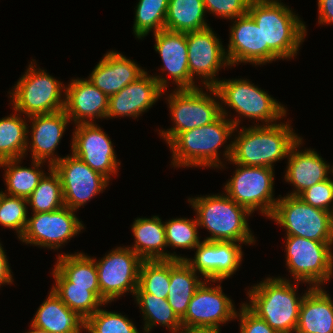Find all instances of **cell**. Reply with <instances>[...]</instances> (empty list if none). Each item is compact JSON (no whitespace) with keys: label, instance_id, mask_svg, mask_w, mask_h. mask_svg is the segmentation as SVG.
<instances>
[{"label":"cell","instance_id":"34","mask_svg":"<svg viewBox=\"0 0 333 333\" xmlns=\"http://www.w3.org/2000/svg\"><path fill=\"white\" fill-rule=\"evenodd\" d=\"M134 296L143 312L144 333H149L157 324L167 327L171 333H180L183 330L181 320L174 313L167 299H160L150 293H135Z\"/></svg>","mask_w":333,"mask_h":333},{"label":"cell","instance_id":"39","mask_svg":"<svg viewBox=\"0 0 333 333\" xmlns=\"http://www.w3.org/2000/svg\"><path fill=\"white\" fill-rule=\"evenodd\" d=\"M167 246L195 249L199 244L197 219L176 218L164 223Z\"/></svg>","mask_w":333,"mask_h":333},{"label":"cell","instance_id":"1","mask_svg":"<svg viewBox=\"0 0 333 333\" xmlns=\"http://www.w3.org/2000/svg\"><path fill=\"white\" fill-rule=\"evenodd\" d=\"M279 0H251L248 14L263 35V64L297 55L306 27L295 13Z\"/></svg>","mask_w":333,"mask_h":333},{"label":"cell","instance_id":"37","mask_svg":"<svg viewBox=\"0 0 333 333\" xmlns=\"http://www.w3.org/2000/svg\"><path fill=\"white\" fill-rule=\"evenodd\" d=\"M169 0H139L136 11L133 32L139 39L150 31L154 33L165 29V17Z\"/></svg>","mask_w":333,"mask_h":333},{"label":"cell","instance_id":"46","mask_svg":"<svg viewBox=\"0 0 333 333\" xmlns=\"http://www.w3.org/2000/svg\"><path fill=\"white\" fill-rule=\"evenodd\" d=\"M12 274L9 267L8 259L5 251L0 243V286L1 284H12Z\"/></svg>","mask_w":333,"mask_h":333},{"label":"cell","instance_id":"40","mask_svg":"<svg viewBox=\"0 0 333 333\" xmlns=\"http://www.w3.org/2000/svg\"><path fill=\"white\" fill-rule=\"evenodd\" d=\"M85 330L89 333H139L125 315L101 308L85 320Z\"/></svg>","mask_w":333,"mask_h":333},{"label":"cell","instance_id":"10","mask_svg":"<svg viewBox=\"0 0 333 333\" xmlns=\"http://www.w3.org/2000/svg\"><path fill=\"white\" fill-rule=\"evenodd\" d=\"M214 88L221 104L228 105L239 116L264 121L263 125L276 124L278 119L286 116V109L280 102L247 79L219 80Z\"/></svg>","mask_w":333,"mask_h":333},{"label":"cell","instance_id":"25","mask_svg":"<svg viewBox=\"0 0 333 333\" xmlns=\"http://www.w3.org/2000/svg\"><path fill=\"white\" fill-rule=\"evenodd\" d=\"M226 55L231 66L240 63L263 65V35L247 13L239 16L231 26Z\"/></svg>","mask_w":333,"mask_h":333},{"label":"cell","instance_id":"9","mask_svg":"<svg viewBox=\"0 0 333 333\" xmlns=\"http://www.w3.org/2000/svg\"><path fill=\"white\" fill-rule=\"evenodd\" d=\"M286 264L297 284L321 287L333 276V242L286 236ZM312 284V286H311Z\"/></svg>","mask_w":333,"mask_h":333},{"label":"cell","instance_id":"26","mask_svg":"<svg viewBox=\"0 0 333 333\" xmlns=\"http://www.w3.org/2000/svg\"><path fill=\"white\" fill-rule=\"evenodd\" d=\"M158 216L137 218L132 224L134 246L129 247L142 260H185L186 257L165 252L167 247L164 223Z\"/></svg>","mask_w":333,"mask_h":333},{"label":"cell","instance_id":"28","mask_svg":"<svg viewBox=\"0 0 333 333\" xmlns=\"http://www.w3.org/2000/svg\"><path fill=\"white\" fill-rule=\"evenodd\" d=\"M54 265L53 287H89V291H100L96 263L83 253L59 254Z\"/></svg>","mask_w":333,"mask_h":333},{"label":"cell","instance_id":"17","mask_svg":"<svg viewBox=\"0 0 333 333\" xmlns=\"http://www.w3.org/2000/svg\"><path fill=\"white\" fill-rule=\"evenodd\" d=\"M190 76L203 78L206 87H214L220 68L231 66L220 39L211 27L186 33Z\"/></svg>","mask_w":333,"mask_h":333},{"label":"cell","instance_id":"5","mask_svg":"<svg viewBox=\"0 0 333 333\" xmlns=\"http://www.w3.org/2000/svg\"><path fill=\"white\" fill-rule=\"evenodd\" d=\"M199 227H205L211 236L206 241H234L253 244L256 240L247 223L251 213L228 195H211L188 199Z\"/></svg>","mask_w":333,"mask_h":333},{"label":"cell","instance_id":"31","mask_svg":"<svg viewBox=\"0 0 333 333\" xmlns=\"http://www.w3.org/2000/svg\"><path fill=\"white\" fill-rule=\"evenodd\" d=\"M203 0H169L165 29L174 32H191L208 28Z\"/></svg>","mask_w":333,"mask_h":333},{"label":"cell","instance_id":"8","mask_svg":"<svg viewBox=\"0 0 333 333\" xmlns=\"http://www.w3.org/2000/svg\"><path fill=\"white\" fill-rule=\"evenodd\" d=\"M269 218L286 229V236L333 242V213L310 206L298 196L278 198Z\"/></svg>","mask_w":333,"mask_h":333},{"label":"cell","instance_id":"35","mask_svg":"<svg viewBox=\"0 0 333 333\" xmlns=\"http://www.w3.org/2000/svg\"><path fill=\"white\" fill-rule=\"evenodd\" d=\"M170 287V260H143L135 293H150L167 299Z\"/></svg>","mask_w":333,"mask_h":333},{"label":"cell","instance_id":"44","mask_svg":"<svg viewBox=\"0 0 333 333\" xmlns=\"http://www.w3.org/2000/svg\"><path fill=\"white\" fill-rule=\"evenodd\" d=\"M241 311L236 314L240 320V333H278L263 319L253 313L245 303L241 304ZM239 314V315H238Z\"/></svg>","mask_w":333,"mask_h":333},{"label":"cell","instance_id":"11","mask_svg":"<svg viewBox=\"0 0 333 333\" xmlns=\"http://www.w3.org/2000/svg\"><path fill=\"white\" fill-rule=\"evenodd\" d=\"M236 165L235 174L224 187L225 194L250 213L259 209L262 215L270 217L278 201L273 197L274 169Z\"/></svg>","mask_w":333,"mask_h":333},{"label":"cell","instance_id":"7","mask_svg":"<svg viewBox=\"0 0 333 333\" xmlns=\"http://www.w3.org/2000/svg\"><path fill=\"white\" fill-rule=\"evenodd\" d=\"M210 91L204 93L202 88L181 89L173 91L168 96V103L174 127L159 130L167 144H169L179 133L197 127L205 126L216 121L221 115V104L216 96L214 87H206ZM214 98H213V95ZM212 95V96H211Z\"/></svg>","mask_w":333,"mask_h":333},{"label":"cell","instance_id":"18","mask_svg":"<svg viewBox=\"0 0 333 333\" xmlns=\"http://www.w3.org/2000/svg\"><path fill=\"white\" fill-rule=\"evenodd\" d=\"M239 242L206 241L196 247L194 259L184 261L207 281L218 282L231 277L242 262L243 252Z\"/></svg>","mask_w":333,"mask_h":333},{"label":"cell","instance_id":"43","mask_svg":"<svg viewBox=\"0 0 333 333\" xmlns=\"http://www.w3.org/2000/svg\"><path fill=\"white\" fill-rule=\"evenodd\" d=\"M251 0H203L207 12L220 18L236 19L247 14Z\"/></svg>","mask_w":333,"mask_h":333},{"label":"cell","instance_id":"29","mask_svg":"<svg viewBox=\"0 0 333 333\" xmlns=\"http://www.w3.org/2000/svg\"><path fill=\"white\" fill-rule=\"evenodd\" d=\"M31 324L51 333H81L85 329V319L69 309L52 289Z\"/></svg>","mask_w":333,"mask_h":333},{"label":"cell","instance_id":"16","mask_svg":"<svg viewBox=\"0 0 333 333\" xmlns=\"http://www.w3.org/2000/svg\"><path fill=\"white\" fill-rule=\"evenodd\" d=\"M97 125L95 122L76 125L71 150L91 169L111 180L110 176L118 172L120 162L116 159L111 139Z\"/></svg>","mask_w":333,"mask_h":333},{"label":"cell","instance_id":"30","mask_svg":"<svg viewBox=\"0 0 333 333\" xmlns=\"http://www.w3.org/2000/svg\"><path fill=\"white\" fill-rule=\"evenodd\" d=\"M184 260H170V287L167 302L181 320L196 290L204 282Z\"/></svg>","mask_w":333,"mask_h":333},{"label":"cell","instance_id":"48","mask_svg":"<svg viewBox=\"0 0 333 333\" xmlns=\"http://www.w3.org/2000/svg\"><path fill=\"white\" fill-rule=\"evenodd\" d=\"M180 333H220L219 331L182 330Z\"/></svg>","mask_w":333,"mask_h":333},{"label":"cell","instance_id":"21","mask_svg":"<svg viewBox=\"0 0 333 333\" xmlns=\"http://www.w3.org/2000/svg\"><path fill=\"white\" fill-rule=\"evenodd\" d=\"M153 35L156 42L154 49L160 54L164 63L161 70H167L169 77H172L177 85L176 89L197 88L189 72L186 33L163 29Z\"/></svg>","mask_w":333,"mask_h":333},{"label":"cell","instance_id":"27","mask_svg":"<svg viewBox=\"0 0 333 333\" xmlns=\"http://www.w3.org/2000/svg\"><path fill=\"white\" fill-rule=\"evenodd\" d=\"M295 333H333V301L322 287H310L304 295Z\"/></svg>","mask_w":333,"mask_h":333},{"label":"cell","instance_id":"23","mask_svg":"<svg viewBox=\"0 0 333 333\" xmlns=\"http://www.w3.org/2000/svg\"><path fill=\"white\" fill-rule=\"evenodd\" d=\"M300 145L302 137L292 147L287 158L288 165L284 178L295 187V190L287 195L298 196L305 189L329 179L328 173H333V166L331 168L316 151L311 149L299 151Z\"/></svg>","mask_w":333,"mask_h":333},{"label":"cell","instance_id":"24","mask_svg":"<svg viewBox=\"0 0 333 333\" xmlns=\"http://www.w3.org/2000/svg\"><path fill=\"white\" fill-rule=\"evenodd\" d=\"M145 72L136 62L127 59L121 53L109 51L92 70L88 79L110 97L137 80Z\"/></svg>","mask_w":333,"mask_h":333},{"label":"cell","instance_id":"45","mask_svg":"<svg viewBox=\"0 0 333 333\" xmlns=\"http://www.w3.org/2000/svg\"><path fill=\"white\" fill-rule=\"evenodd\" d=\"M319 24L333 23V0H318Z\"/></svg>","mask_w":333,"mask_h":333},{"label":"cell","instance_id":"12","mask_svg":"<svg viewBox=\"0 0 333 333\" xmlns=\"http://www.w3.org/2000/svg\"><path fill=\"white\" fill-rule=\"evenodd\" d=\"M100 296L107 304L126 292L133 295L138 287L142 259L129 247H118L96 260Z\"/></svg>","mask_w":333,"mask_h":333},{"label":"cell","instance_id":"3","mask_svg":"<svg viewBox=\"0 0 333 333\" xmlns=\"http://www.w3.org/2000/svg\"><path fill=\"white\" fill-rule=\"evenodd\" d=\"M222 115L213 123L179 133L168 145L174 167H223L218 149L231 138L240 119H226L228 112L221 105Z\"/></svg>","mask_w":333,"mask_h":333},{"label":"cell","instance_id":"2","mask_svg":"<svg viewBox=\"0 0 333 333\" xmlns=\"http://www.w3.org/2000/svg\"><path fill=\"white\" fill-rule=\"evenodd\" d=\"M238 132V137L225 148L224 159L253 167L274 168L273 163L288 157L292 147L301 139L288 123L256 124Z\"/></svg>","mask_w":333,"mask_h":333},{"label":"cell","instance_id":"4","mask_svg":"<svg viewBox=\"0 0 333 333\" xmlns=\"http://www.w3.org/2000/svg\"><path fill=\"white\" fill-rule=\"evenodd\" d=\"M298 285L286 278L268 277L247 292L250 303L245 305L278 333H293L299 320V309L304 298L297 297Z\"/></svg>","mask_w":333,"mask_h":333},{"label":"cell","instance_id":"38","mask_svg":"<svg viewBox=\"0 0 333 333\" xmlns=\"http://www.w3.org/2000/svg\"><path fill=\"white\" fill-rule=\"evenodd\" d=\"M52 291L72 311L83 319L93 315L106 303L100 296V291H89V287H52Z\"/></svg>","mask_w":333,"mask_h":333},{"label":"cell","instance_id":"41","mask_svg":"<svg viewBox=\"0 0 333 333\" xmlns=\"http://www.w3.org/2000/svg\"><path fill=\"white\" fill-rule=\"evenodd\" d=\"M27 205V199L1 191L0 224L16 230L18 238L22 236L27 224Z\"/></svg>","mask_w":333,"mask_h":333},{"label":"cell","instance_id":"13","mask_svg":"<svg viewBox=\"0 0 333 333\" xmlns=\"http://www.w3.org/2000/svg\"><path fill=\"white\" fill-rule=\"evenodd\" d=\"M204 281L193 295L185 316L181 319L183 330L219 331L220 325L236 318L232 300L222 291V286H207Z\"/></svg>","mask_w":333,"mask_h":333},{"label":"cell","instance_id":"19","mask_svg":"<svg viewBox=\"0 0 333 333\" xmlns=\"http://www.w3.org/2000/svg\"><path fill=\"white\" fill-rule=\"evenodd\" d=\"M167 81L162 75L150 76L145 72L137 80L109 97L106 118L139 117L166 92L169 83Z\"/></svg>","mask_w":333,"mask_h":333},{"label":"cell","instance_id":"22","mask_svg":"<svg viewBox=\"0 0 333 333\" xmlns=\"http://www.w3.org/2000/svg\"><path fill=\"white\" fill-rule=\"evenodd\" d=\"M28 118L29 121H32L30 131L32 132V141H27L26 148H30L32 160L46 162V160L49 159L48 167H52L61 159L59 156L55 157L54 152L59 145L70 119L64 109L50 114L34 115ZM28 145H30V147Z\"/></svg>","mask_w":333,"mask_h":333},{"label":"cell","instance_id":"20","mask_svg":"<svg viewBox=\"0 0 333 333\" xmlns=\"http://www.w3.org/2000/svg\"><path fill=\"white\" fill-rule=\"evenodd\" d=\"M67 86L63 92L64 111L74 124H92L95 118L106 119L109 97L89 79H72Z\"/></svg>","mask_w":333,"mask_h":333},{"label":"cell","instance_id":"42","mask_svg":"<svg viewBox=\"0 0 333 333\" xmlns=\"http://www.w3.org/2000/svg\"><path fill=\"white\" fill-rule=\"evenodd\" d=\"M306 204L333 213V180L331 178L305 189L298 195ZM331 206V207H330Z\"/></svg>","mask_w":333,"mask_h":333},{"label":"cell","instance_id":"6","mask_svg":"<svg viewBox=\"0 0 333 333\" xmlns=\"http://www.w3.org/2000/svg\"><path fill=\"white\" fill-rule=\"evenodd\" d=\"M32 63L31 61L25 74L14 86V90L9 92L15 113H23L28 118L63 110L65 96L62 92L65 91V86L45 70L35 68Z\"/></svg>","mask_w":333,"mask_h":333},{"label":"cell","instance_id":"14","mask_svg":"<svg viewBox=\"0 0 333 333\" xmlns=\"http://www.w3.org/2000/svg\"><path fill=\"white\" fill-rule=\"evenodd\" d=\"M74 213L75 210L66 206L51 212L32 213L19 239L25 244L58 250L84 229Z\"/></svg>","mask_w":333,"mask_h":333},{"label":"cell","instance_id":"47","mask_svg":"<svg viewBox=\"0 0 333 333\" xmlns=\"http://www.w3.org/2000/svg\"><path fill=\"white\" fill-rule=\"evenodd\" d=\"M30 327H31V330L27 333H51V332L46 331L44 329L33 326L32 324L30 325Z\"/></svg>","mask_w":333,"mask_h":333},{"label":"cell","instance_id":"15","mask_svg":"<svg viewBox=\"0 0 333 333\" xmlns=\"http://www.w3.org/2000/svg\"><path fill=\"white\" fill-rule=\"evenodd\" d=\"M52 168L61 180L64 205L72 210L77 211L109 184L105 176L91 169L73 153L61 158Z\"/></svg>","mask_w":333,"mask_h":333},{"label":"cell","instance_id":"32","mask_svg":"<svg viewBox=\"0 0 333 333\" xmlns=\"http://www.w3.org/2000/svg\"><path fill=\"white\" fill-rule=\"evenodd\" d=\"M21 159L22 158L1 161L0 167H5L4 177L7 187L6 191H8L7 195L27 199L45 175L44 171L40 170L41 165L45 162L32 160L33 167L26 168L19 166Z\"/></svg>","mask_w":333,"mask_h":333},{"label":"cell","instance_id":"33","mask_svg":"<svg viewBox=\"0 0 333 333\" xmlns=\"http://www.w3.org/2000/svg\"><path fill=\"white\" fill-rule=\"evenodd\" d=\"M18 113L0 119V162L23 158L28 150V124Z\"/></svg>","mask_w":333,"mask_h":333},{"label":"cell","instance_id":"36","mask_svg":"<svg viewBox=\"0 0 333 333\" xmlns=\"http://www.w3.org/2000/svg\"><path fill=\"white\" fill-rule=\"evenodd\" d=\"M48 170L49 176L45 174L27 198L33 213L51 212L65 206L60 177L52 167Z\"/></svg>","mask_w":333,"mask_h":333}]
</instances>
